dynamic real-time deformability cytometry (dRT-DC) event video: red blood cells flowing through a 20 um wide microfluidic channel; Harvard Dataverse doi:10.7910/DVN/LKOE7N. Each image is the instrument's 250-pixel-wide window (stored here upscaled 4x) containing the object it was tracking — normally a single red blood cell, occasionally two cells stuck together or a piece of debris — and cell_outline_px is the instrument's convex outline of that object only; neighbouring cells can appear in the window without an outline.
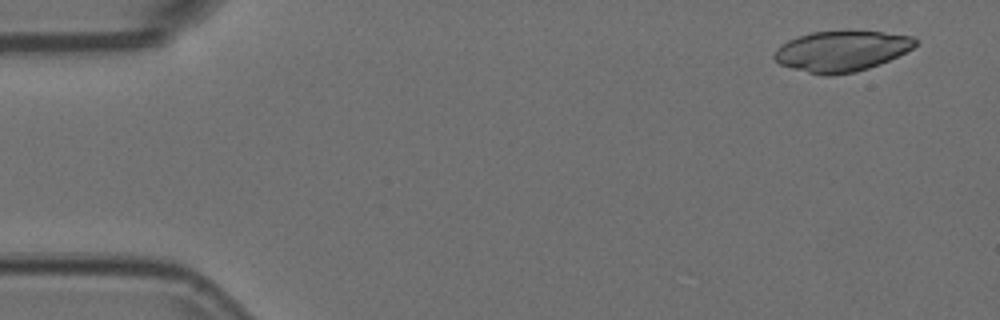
{"species": "Egyptian fruit bat (a non-hibernating species)", "species_latin": "Rousettus aegyptiacus", "temperature_condition": "room temperature", "stored_images_in_passage": 5, "camera_frame_rate_fps": 3000, "um_per_image_px": 0.085, "animal": {"sex": "female"}, "frame": {"image": 1, "passage_image": 1, "time_ms": 0.0, "image_size_px": [1000, 320], "cell_outline_px": [[920, 40], [912, 48], [880, 64], [868, 68], [852, 72], [828, 76], [808, 72], [792, 68], [780, 64], [772, 56], [776, 48], [780, 44], [788, 40], [812, 32], [880, 32], [912, 36]], "centroid_in_image_um": [71.51, 4.35], "position_along_channel_um": 13.5, "area_um2": 32.83}}